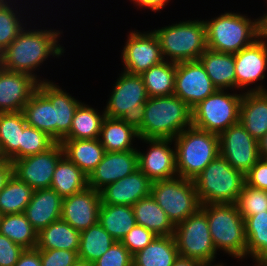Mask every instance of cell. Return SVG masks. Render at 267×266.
Wrapping results in <instances>:
<instances>
[{
    "label": "cell",
    "mask_w": 267,
    "mask_h": 266,
    "mask_svg": "<svg viewBox=\"0 0 267 266\" xmlns=\"http://www.w3.org/2000/svg\"><path fill=\"white\" fill-rule=\"evenodd\" d=\"M62 32L55 29H35V25L34 29L26 26L0 53V67L12 72L30 74L39 82L50 81L38 76L36 71L49 57L59 58L64 55L65 47L59 43Z\"/></svg>",
    "instance_id": "1"
},
{
    "label": "cell",
    "mask_w": 267,
    "mask_h": 266,
    "mask_svg": "<svg viewBox=\"0 0 267 266\" xmlns=\"http://www.w3.org/2000/svg\"><path fill=\"white\" fill-rule=\"evenodd\" d=\"M191 126L192 109L173 94L148 98L143 124L137 131L139 139H174Z\"/></svg>",
    "instance_id": "2"
},
{
    "label": "cell",
    "mask_w": 267,
    "mask_h": 266,
    "mask_svg": "<svg viewBox=\"0 0 267 266\" xmlns=\"http://www.w3.org/2000/svg\"><path fill=\"white\" fill-rule=\"evenodd\" d=\"M241 12H224L204 20L207 48L216 52L236 54L261 36L260 16L251 18Z\"/></svg>",
    "instance_id": "3"
},
{
    "label": "cell",
    "mask_w": 267,
    "mask_h": 266,
    "mask_svg": "<svg viewBox=\"0 0 267 266\" xmlns=\"http://www.w3.org/2000/svg\"><path fill=\"white\" fill-rule=\"evenodd\" d=\"M216 252L223 251L232 258L247 259L245 223L235 203L202 204Z\"/></svg>",
    "instance_id": "4"
},
{
    "label": "cell",
    "mask_w": 267,
    "mask_h": 266,
    "mask_svg": "<svg viewBox=\"0 0 267 266\" xmlns=\"http://www.w3.org/2000/svg\"><path fill=\"white\" fill-rule=\"evenodd\" d=\"M178 177L194 180L219 153L218 134L186 128L174 139Z\"/></svg>",
    "instance_id": "5"
},
{
    "label": "cell",
    "mask_w": 267,
    "mask_h": 266,
    "mask_svg": "<svg viewBox=\"0 0 267 266\" xmlns=\"http://www.w3.org/2000/svg\"><path fill=\"white\" fill-rule=\"evenodd\" d=\"M153 32L159 39L164 60L169 62L199 60L207 49L204 19L180 21L154 29Z\"/></svg>",
    "instance_id": "6"
},
{
    "label": "cell",
    "mask_w": 267,
    "mask_h": 266,
    "mask_svg": "<svg viewBox=\"0 0 267 266\" xmlns=\"http://www.w3.org/2000/svg\"><path fill=\"white\" fill-rule=\"evenodd\" d=\"M193 182L201 205L236 203L245 184V175L219 155Z\"/></svg>",
    "instance_id": "7"
},
{
    "label": "cell",
    "mask_w": 267,
    "mask_h": 266,
    "mask_svg": "<svg viewBox=\"0 0 267 266\" xmlns=\"http://www.w3.org/2000/svg\"><path fill=\"white\" fill-rule=\"evenodd\" d=\"M104 108L105 116L119 118L138 130L144 120L148 95L140 75L121 71Z\"/></svg>",
    "instance_id": "8"
},
{
    "label": "cell",
    "mask_w": 267,
    "mask_h": 266,
    "mask_svg": "<svg viewBox=\"0 0 267 266\" xmlns=\"http://www.w3.org/2000/svg\"><path fill=\"white\" fill-rule=\"evenodd\" d=\"M235 92L217 89L201 101L192 109V126L219 135L239 122L243 92Z\"/></svg>",
    "instance_id": "9"
},
{
    "label": "cell",
    "mask_w": 267,
    "mask_h": 266,
    "mask_svg": "<svg viewBox=\"0 0 267 266\" xmlns=\"http://www.w3.org/2000/svg\"><path fill=\"white\" fill-rule=\"evenodd\" d=\"M150 194L174 225L184 221L201 208L192 179L176 177L152 182Z\"/></svg>",
    "instance_id": "10"
},
{
    "label": "cell",
    "mask_w": 267,
    "mask_h": 266,
    "mask_svg": "<svg viewBox=\"0 0 267 266\" xmlns=\"http://www.w3.org/2000/svg\"><path fill=\"white\" fill-rule=\"evenodd\" d=\"M174 237L179 256L196 259L203 264L216 262L217 252L207 216L201 209L175 225Z\"/></svg>",
    "instance_id": "11"
},
{
    "label": "cell",
    "mask_w": 267,
    "mask_h": 266,
    "mask_svg": "<svg viewBox=\"0 0 267 266\" xmlns=\"http://www.w3.org/2000/svg\"><path fill=\"white\" fill-rule=\"evenodd\" d=\"M121 53L122 71L141 75L164 61L159 39L153 31L131 30Z\"/></svg>",
    "instance_id": "12"
},
{
    "label": "cell",
    "mask_w": 267,
    "mask_h": 266,
    "mask_svg": "<svg viewBox=\"0 0 267 266\" xmlns=\"http://www.w3.org/2000/svg\"><path fill=\"white\" fill-rule=\"evenodd\" d=\"M234 62L236 89L238 91L240 89L243 93L267 92L262 84L263 79L265 81L267 70V39L260 36L251 45L241 49L234 54ZM258 81L262 82L258 84ZM251 84H254L255 87L251 88Z\"/></svg>",
    "instance_id": "13"
},
{
    "label": "cell",
    "mask_w": 267,
    "mask_h": 266,
    "mask_svg": "<svg viewBox=\"0 0 267 266\" xmlns=\"http://www.w3.org/2000/svg\"><path fill=\"white\" fill-rule=\"evenodd\" d=\"M219 153L236 170L244 175L261 158L258 141L237 122L218 135Z\"/></svg>",
    "instance_id": "14"
},
{
    "label": "cell",
    "mask_w": 267,
    "mask_h": 266,
    "mask_svg": "<svg viewBox=\"0 0 267 266\" xmlns=\"http://www.w3.org/2000/svg\"><path fill=\"white\" fill-rule=\"evenodd\" d=\"M148 147L138 152V169L152 182L169 180L178 177L176 152L173 139L140 138Z\"/></svg>",
    "instance_id": "15"
},
{
    "label": "cell",
    "mask_w": 267,
    "mask_h": 266,
    "mask_svg": "<svg viewBox=\"0 0 267 266\" xmlns=\"http://www.w3.org/2000/svg\"><path fill=\"white\" fill-rule=\"evenodd\" d=\"M64 156L60 142L47 151L14 160L13 175L34 190L48 189L52 183L55 167Z\"/></svg>",
    "instance_id": "16"
},
{
    "label": "cell",
    "mask_w": 267,
    "mask_h": 266,
    "mask_svg": "<svg viewBox=\"0 0 267 266\" xmlns=\"http://www.w3.org/2000/svg\"><path fill=\"white\" fill-rule=\"evenodd\" d=\"M216 90L200 60L176 63L174 94L191 109Z\"/></svg>",
    "instance_id": "17"
},
{
    "label": "cell",
    "mask_w": 267,
    "mask_h": 266,
    "mask_svg": "<svg viewBox=\"0 0 267 266\" xmlns=\"http://www.w3.org/2000/svg\"><path fill=\"white\" fill-rule=\"evenodd\" d=\"M100 206V191L87 187L63 198L60 219L81 232L98 223Z\"/></svg>",
    "instance_id": "18"
},
{
    "label": "cell",
    "mask_w": 267,
    "mask_h": 266,
    "mask_svg": "<svg viewBox=\"0 0 267 266\" xmlns=\"http://www.w3.org/2000/svg\"><path fill=\"white\" fill-rule=\"evenodd\" d=\"M38 85L39 81L30 74L0 67V113L23 111Z\"/></svg>",
    "instance_id": "19"
},
{
    "label": "cell",
    "mask_w": 267,
    "mask_h": 266,
    "mask_svg": "<svg viewBox=\"0 0 267 266\" xmlns=\"http://www.w3.org/2000/svg\"><path fill=\"white\" fill-rule=\"evenodd\" d=\"M138 169L137 150L105 152L101 162L88 177V187L100 191Z\"/></svg>",
    "instance_id": "20"
},
{
    "label": "cell",
    "mask_w": 267,
    "mask_h": 266,
    "mask_svg": "<svg viewBox=\"0 0 267 266\" xmlns=\"http://www.w3.org/2000/svg\"><path fill=\"white\" fill-rule=\"evenodd\" d=\"M152 181L139 169L100 190L101 204L133 206L151 193Z\"/></svg>",
    "instance_id": "21"
},
{
    "label": "cell",
    "mask_w": 267,
    "mask_h": 266,
    "mask_svg": "<svg viewBox=\"0 0 267 266\" xmlns=\"http://www.w3.org/2000/svg\"><path fill=\"white\" fill-rule=\"evenodd\" d=\"M62 204L63 197L53 189L34 190L33 196L23 213L33 228L39 232L52 222L60 220Z\"/></svg>",
    "instance_id": "22"
},
{
    "label": "cell",
    "mask_w": 267,
    "mask_h": 266,
    "mask_svg": "<svg viewBox=\"0 0 267 266\" xmlns=\"http://www.w3.org/2000/svg\"><path fill=\"white\" fill-rule=\"evenodd\" d=\"M38 90L55 107L57 142H61L69 134L72 119L82 101L75 99L52 81L39 82Z\"/></svg>",
    "instance_id": "23"
},
{
    "label": "cell",
    "mask_w": 267,
    "mask_h": 266,
    "mask_svg": "<svg viewBox=\"0 0 267 266\" xmlns=\"http://www.w3.org/2000/svg\"><path fill=\"white\" fill-rule=\"evenodd\" d=\"M239 122L257 141L267 133V92H244Z\"/></svg>",
    "instance_id": "24"
},
{
    "label": "cell",
    "mask_w": 267,
    "mask_h": 266,
    "mask_svg": "<svg viewBox=\"0 0 267 266\" xmlns=\"http://www.w3.org/2000/svg\"><path fill=\"white\" fill-rule=\"evenodd\" d=\"M64 156L89 177L101 162L105 153L98 139H63L61 142Z\"/></svg>",
    "instance_id": "25"
},
{
    "label": "cell",
    "mask_w": 267,
    "mask_h": 266,
    "mask_svg": "<svg viewBox=\"0 0 267 266\" xmlns=\"http://www.w3.org/2000/svg\"><path fill=\"white\" fill-rule=\"evenodd\" d=\"M199 60L212 84L221 90H236L234 54L206 49Z\"/></svg>",
    "instance_id": "26"
},
{
    "label": "cell",
    "mask_w": 267,
    "mask_h": 266,
    "mask_svg": "<svg viewBox=\"0 0 267 266\" xmlns=\"http://www.w3.org/2000/svg\"><path fill=\"white\" fill-rule=\"evenodd\" d=\"M22 111L0 113V160L20 159L22 131L26 126Z\"/></svg>",
    "instance_id": "27"
},
{
    "label": "cell",
    "mask_w": 267,
    "mask_h": 266,
    "mask_svg": "<svg viewBox=\"0 0 267 266\" xmlns=\"http://www.w3.org/2000/svg\"><path fill=\"white\" fill-rule=\"evenodd\" d=\"M179 257L174 235L156 236L132 257L133 266H172Z\"/></svg>",
    "instance_id": "28"
},
{
    "label": "cell",
    "mask_w": 267,
    "mask_h": 266,
    "mask_svg": "<svg viewBox=\"0 0 267 266\" xmlns=\"http://www.w3.org/2000/svg\"><path fill=\"white\" fill-rule=\"evenodd\" d=\"M132 208L137 225L147 228L157 236L174 235L175 225L151 194L140 199Z\"/></svg>",
    "instance_id": "29"
},
{
    "label": "cell",
    "mask_w": 267,
    "mask_h": 266,
    "mask_svg": "<svg viewBox=\"0 0 267 266\" xmlns=\"http://www.w3.org/2000/svg\"><path fill=\"white\" fill-rule=\"evenodd\" d=\"M135 138L139 139V135L134 127L119 118H104L99 140L105 152L137 150Z\"/></svg>",
    "instance_id": "30"
},
{
    "label": "cell",
    "mask_w": 267,
    "mask_h": 266,
    "mask_svg": "<svg viewBox=\"0 0 267 266\" xmlns=\"http://www.w3.org/2000/svg\"><path fill=\"white\" fill-rule=\"evenodd\" d=\"M26 124L47 133L57 142L55 107L37 90L23 109Z\"/></svg>",
    "instance_id": "31"
},
{
    "label": "cell",
    "mask_w": 267,
    "mask_h": 266,
    "mask_svg": "<svg viewBox=\"0 0 267 266\" xmlns=\"http://www.w3.org/2000/svg\"><path fill=\"white\" fill-rule=\"evenodd\" d=\"M79 242L80 231L60 219L38 232L36 249H63L78 253Z\"/></svg>",
    "instance_id": "32"
},
{
    "label": "cell",
    "mask_w": 267,
    "mask_h": 266,
    "mask_svg": "<svg viewBox=\"0 0 267 266\" xmlns=\"http://www.w3.org/2000/svg\"><path fill=\"white\" fill-rule=\"evenodd\" d=\"M87 187V175L63 156L55 167L50 188L64 198L83 191Z\"/></svg>",
    "instance_id": "33"
},
{
    "label": "cell",
    "mask_w": 267,
    "mask_h": 266,
    "mask_svg": "<svg viewBox=\"0 0 267 266\" xmlns=\"http://www.w3.org/2000/svg\"><path fill=\"white\" fill-rule=\"evenodd\" d=\"M98 222L119 242L137 224L133 208L128 205L101 204Z\"/></svg>",
    "instance_id": "34"
},
{
    "label": "cell",
    "mask_w": 267,
    "mask_h": 266,
    "mask_svg": "<svg viewBox=\"0 0 267 266\" xmlns=\"http://www.w3.org/2000/svg\"><path fill=\"white\" fill-rule=\"evenodd\" d=\"M116 240L99 224L80 232L79 262L92 264L105 254Z\"/></svg>",
    "instance_id": "35"
},
{
    "label": "cell",
    "mask_w": 267,
    "mask_h": 266,
    "mask_svg": "<svg viewBox=\"0 0 267 266\" xmlns=\"http://www.w3.org/2000/svg\"><path fill=\"white\" fill-rule=\"evenodd\" d=\"M148 97H161L174 94L176 63L164 60L150 67L140 75Z\"/></svg>",
    "instance_id": "36"
},
{
    "label": "cell",
    "mask_w": 267,
    "mask_h": 266,
    "mask_svg": "<svg viewBox=\"0 0 267 266\" xmlns=\"http://www.w3.org/2000/svg\"><path fill=\"white\" fill-rule=\"evenodd\" d=\"M98 109L81 103L72 119L69 134L64 139H98L100 137L101 126L105 116Z\"/></svg>",
    "instance_id": "37"
},
{
    "label": "cell",
    "mask_w": 267,
    "mask_h": 266,
    "mask_svg": "<svg viewBox=\"0 0 267 266\" xmlns=\"http://www.w3.org/2000/svg\"><path fill=\"white\" fill-rule=\"evenodd\" d=\"M0 234L6 236L24 249H35L38 232L24 213L1 215Z\"/></svg>",
    "instance_id": "38"
},
{
    "label": "cell",
    "mask_w": 267,
    "mask_h": 266,
    "mask_svg": "<svg viewBox=\"0 0 267 266\" xmlns=\"http://www.w3.org/2000/svg\"><path fill=\"white\" fill-rule=\"evenodd\" d=\"M33 193L34 189L32 187L12 175L0 191V214L23 213Z\"/></svg>",
    "instance_id": "39"
},
{
    "label": "cell",
    "mask_w": 267,
    "mask_h": 266,
    "mask_svg": "<svg viewBox=\"0 0 267 266\" xmlns=\"http://www.w3.org/2000/svg\"><path fill=\"white\" fill-rule=\"evenodd\" d=\"M247 258L256 262L267 256V212L246 217Z\"/></svg>",
    "instance_id": "40"
},
{
    "label": "cell",
    "mask_w": 267,
    "mask_h": 266,
    "mask_svg": "<svg viewBox=\"0 0 267 266\" xmlns=\"http://www.w3.org/2000/svg\"><path fill=\"white\" fill-rule=\"evenodd\" d=\"M16 3V0H9L0 4V53L10 45L27 25V23H22L24 20L21 16L23 10L20 9V6L18 9Z\"/></svg>",
    "instance_id": "41"
},
{
    "label": "cell",
    "mask_w": 267,
    "mask_h": 266,
    "mask_svg": "<svg viewBox=\"0 0 267 266\" xmlns=\"http://www.w3.org/2000/svg\"><path fill=\"white\" fill-rule=\"evenodd\" d=\"M235 204L243 219L262 212L265 213L267 212V191L244 184Z\"/></svg>",
    "instance_id": "42"
},
{
    "label": "cell",
    "mask_w": 267,
    "mask_h": 266,
    "mask_svg": "<svg viewBox=\"0 0 267 266\" xmlns=\"http://www.w3.org/2000/svg\"><path fill=\"white\" fill-rule=\"evenodd\" d=\"M55 143L56 141L47 133L26 125L22 131L20 159L45 152Z\"/></svg>",
    "instance_id": "43"
},
{
    "label": "cell",
    "mask_w": 267,
    "mask_h": 266,
    "mask_svg": "<svg viewBox=\"0 0 267 266\" xmlns=\"http://www.w3.org/2000/svg\"><path fill=\"white\" fill-rule=\"evenodd\" d=\"M133 255L119 241H116L109 250L91 266H133Z\"/></svg>",
    "instance_id": "44"
},
{
    "label": "cell",
    "mask_w": 267,
    "mask_h": 266,
    "mask_svg": "<svg viewBox=\"0 0 267 266\" xmlns=\"http://www.w3.org/2000/svg\"><path fill=\"white\" fill-rule=\"evenodd\" d=\"M156 236L152 231L136 224L120 242L134 255L150 244Z\"/></svg>",
    "instance_id": "45"
},
{
    "label": "cell",
    "mask_w": 267,
    "mask_h": 266,
    "mask_svg": "<svg viewBox=\"0 0 267 266\" xmlns=\"http://www.w3.org/2000/svg\"><path fill=\"white\" fill-rule=\"evenodd\" d=\"M42 266H75L79 262L76 251L63 249H38Z\"/></svg>",
    "instance_id": "46"
},
{
    "label": "cell",
    "mask_w": 267,
    "mask_h": 266,
    "mask_svg": "<svg viewBox=\"0 0 267 266\" xmlns=\"http://www.w3.org/2000/svg\"><path fill=\"white\" fill-rule=\"evenodd\" d=\"M24 248L0 234V266H14Z\"/></svg>",
    "instance_id": "47"
},
{
    "label": "cell",
    "mask_w": 267,
    "mask_h": 266,
    "mask_svg": "<svg viewBox=\"0 0 267 266\" xmlns=\"http://www.w3.org/2000/svg\"><path fill=\"white\" fill-rule=\"evenodd\" d=\"M245 184L256 189L267 191V159L260 158L246 173Z\"/></svg>",
    "instance_id": "48"
},
{
    "label": "cell",
    "mask_w": 267,
    "mask_h": 266,
    "mask_svg": "<svg viewBox=\"0 0 267 266\" xmlns=\"http://www.w3.org/2000/svg\"><path fill=\"white\" fill-rule=\"evenodd\" d=\"M14 266H42L38 249H25Z\"/></svg>",
    "instance_id": "49"
},
{
    "label": "cell",
    "mask_w": 267,
    "mask_h": 266,
    "mask_svg": "<svg viewBox=\"0 0 267 266\" xmlns=\"http://www.w3.org/2000/svg\"><path fill=\"white\" fill-rule=\"evenodd\" d=\"M132 1V3L134 4V6L136 5V7L138 6L139 9L141 7V9H150L151 12H160L161 10L164 9V7L166 5H168V3L170 2V0H130Z\"/></svg>",
    "instance_id": "50"
},
{
    "label": "cell",
    "mask_w": 267,
    "mask_h": 266,
    "mask_svg": "<svg viewBox=\"0 0 267 266\" xmlns=\"http://www.w3.org/2000/svg\"><path fill=\"white\" fill-rule=\"evenodd\" d=\"M13 175V165L8 160H0V191Z\"/></svg>",
    "instance_id": "51"
},
{
    "label": "cell",
    "mask_w": 267,
    "mask_h": 266,
    "mask_svg": "<svg viewBox=\"0 0 267 266\" xmlns=\"http://www.w3.org/2000/svg\"><path fill=\"white\" fill-rule=\"evenodd\" d=\"M203 263L196 259L179 256L172 266H202Z\"/></svg>",
    "instance_id": "52"
},
{
    "label": "cell",
    "mask_w": 267,
    "mask_h": 266,
    "mask_svg": "<svg viewBox=\"0 0 267 266\" xmlns=\"http://www.w3.org/2000/svg\"><path fill=\"white\" fill-rule=\"evenodd\" d=\"M258 148L260 157L267 159V133L258 141Z\"/></svg>",
    "instance_id": "53"
},
{
    "label": "cell",
    "mask_w": 267,
    "mask_h": 266,
    "mask_svg": "<svg viewBox=\"0 0 267 266\" xmlns=\"http://www.w3.org/2000/svg\"><path fill=\"white\" fill-rule=\"evenodd\" d=\"M267 2V0H266ZM261 36L267 39V13L260 16Z\"/></svg>",
    "instance_id": "54"
},
{
    "label": "cell",
    "mask_w": 267,
    "mask_h": 266,
    "mask_svg": "<svg viewBox=\"0 0 267 266\" xmlns=\"http://www.w3.org/2000/svg\"><path fill=\"white\" fill-rule=\"evenodd\" d=\"M253 266H267V256L256 261Z\"/></svg>",
    "instance_id": "55"
},
{
    "label": "cell",
    "mask_w": 267,
    "mask_h": 266,
    "mask_svg": "<svg viewBox=\"0 0 267 266\" xmlns=\"http://www.w3.org/2000/svg\"><path fill=\"white\" fill-rule=\"evenodd\" d=\"M226 266V264L224 263H217L215 264V262L212 264V263H207V264H203L202 266Z\"/></svg>",
    "instance_id": "56"
},
{
    "label": "cell",
    "mask_w": 267,
    "mask_h": 266,
    "mask_svg": "<svg viewBox=\"0 0 267 266\" xmlns=\"http://www.w3.org/2000/svg\"><path fill=\"white\" fill-rule=\"evenodd\" d=\"M75 266H91V265L83 262H78Z\"/></svg>",
    "instance_id": "57"
},
{
    "label": "cell",
    "mask_w": 267,
    "mask_h": 266,
    "mask_svg": "<svg viewBox=\"0 0 267 266\" xmlns=\"http://www.w3.org/2000/svg\"><path fill=\"white\" fill-rule=\"evenodd\" d=\"M7 1H9V0H0V4L4 3V2H7Z\"/></svg>",
    "instance_id": "58"
}]
</instances>
